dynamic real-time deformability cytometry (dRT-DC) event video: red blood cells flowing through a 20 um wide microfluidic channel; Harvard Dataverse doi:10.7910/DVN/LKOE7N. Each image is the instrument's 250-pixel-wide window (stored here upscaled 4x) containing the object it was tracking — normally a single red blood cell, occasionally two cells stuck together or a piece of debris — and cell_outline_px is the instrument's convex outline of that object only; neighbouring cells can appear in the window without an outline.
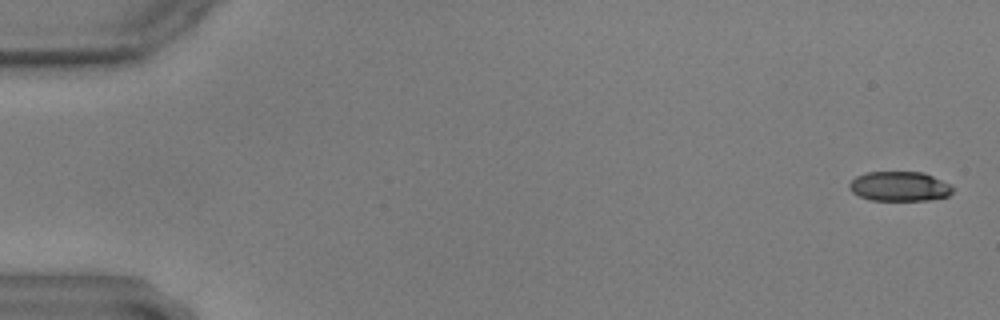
{"species": "common noctule bat (a hibernating species)", "species_latin": "Nyctalus noctula", "temperature_condition": "warm", "stored_images_in_passage": 59, "camera_frame_rate_fps": 3000, "um_per_image_px": 0.085, "animal": {"sex": "male", "body_mass_g": 17.9, "forearm_length_mm": 54.2}, "frame": {"image": 1, "passage_image": 2, "time_ms": 0.333, "image_size_px": [1000, 320], "cell_outline_px": [[956, 188], [948, 196], [928, 200], [868, 200], [852, 192], [848, 188], [848, 184], [856, 176], [868, 172], [924, 172], [952, 184]], "centroid_in_image_um": [76.49, 15.84], "position_along_channel_um": 8.5, "area_um2": 18.09}}
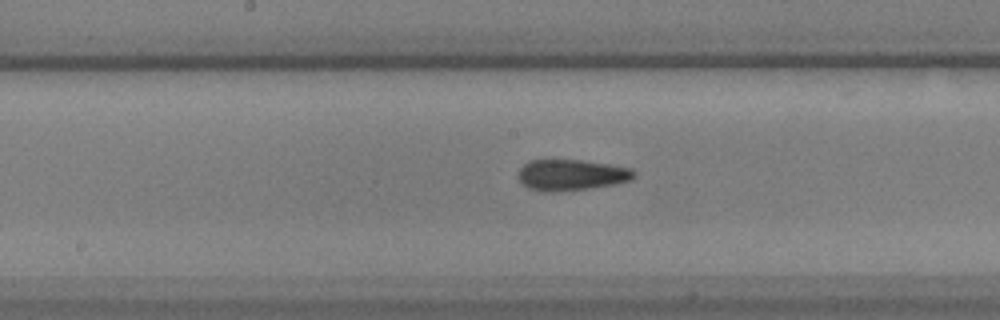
{"frame": {"image": 2, "passage_image": 31, "time_ms": 10.0, "image_size_px": [1000, 320], "cell_outline_px": [[636, 176], [632, 180], [616, 184], [588, 188], [556, 192], [544, 192], [528, 188], [516, 176], [520, 168], [528, 160], [580, 160], [608, 164], [632, 168], [636, 172]], "centroid_in_image_um": [48.57, 14.87], "position_along_channel_um": 199.6, "area_um2": 21.1}}
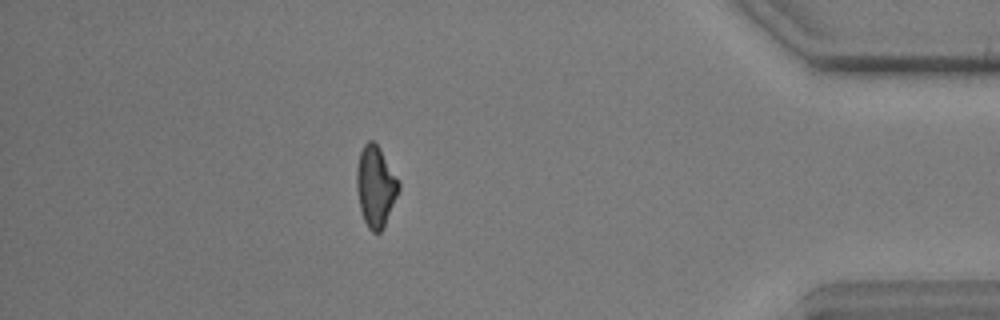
{"frame": {"image": 3, "passage_image": 52, "time_ms": 17.0, "image_size_px": [1000, 320], "cell_outline_px": [[400, 188], [384, 224], [380, 232], [372, 232], [368, 228], [364, 220], [360, 208], [356, 188], [356, 168], [360, 152], [364, 144], [368, 140], [372, 140], [380, 148], [400, 184]], "centroid_in_image_um": [31.89, 15.82], "position_along_channel_um": 403.3, "area_um2": 19.48}}